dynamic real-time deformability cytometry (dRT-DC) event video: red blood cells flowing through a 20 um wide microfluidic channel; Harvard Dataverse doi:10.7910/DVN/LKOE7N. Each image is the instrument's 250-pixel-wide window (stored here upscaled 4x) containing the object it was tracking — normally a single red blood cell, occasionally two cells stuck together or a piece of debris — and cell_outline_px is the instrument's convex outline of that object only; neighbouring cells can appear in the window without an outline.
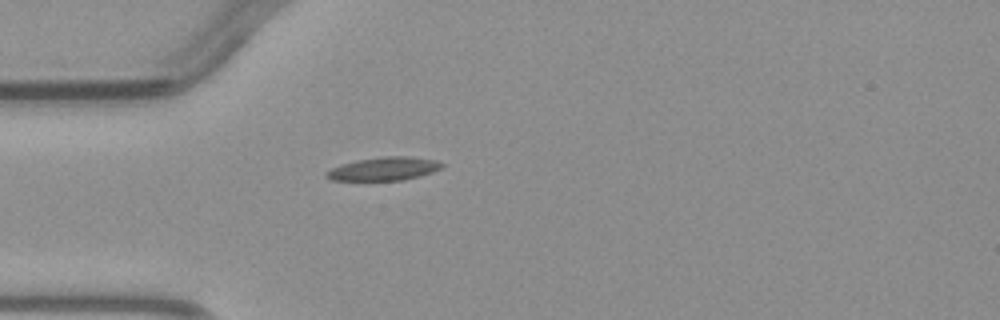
{"species": "common noctule bat (a hibernating species)", "species_latin": "Nyctalus noctula", "temperature_condition": "warm", "stored_images_in_passage": 1, "camera_frame_rate_fps": 3000, "um_per_image_px": 0.085, "animal": {"sex": "male", "body_mass_g": 23.1, "forearm_length_mm": 52.7}, "frame": {"image": 1, "passage_image": 1, "time_ms": 0.0, "image_size_px": [1000, 320], "cell_outline_px": [[444, 164], [440, 168], [432, 172], [420, 176], [404, 180], [332, 180], [324, 176], [324, 172], [340, 164], [356, 160], [384, 156], [408, 156], [436, 160]], "centroid_in_image_um": [32.6, 14.34], "position_along_channel_um": 52.4, "area_um2": 15.72}}